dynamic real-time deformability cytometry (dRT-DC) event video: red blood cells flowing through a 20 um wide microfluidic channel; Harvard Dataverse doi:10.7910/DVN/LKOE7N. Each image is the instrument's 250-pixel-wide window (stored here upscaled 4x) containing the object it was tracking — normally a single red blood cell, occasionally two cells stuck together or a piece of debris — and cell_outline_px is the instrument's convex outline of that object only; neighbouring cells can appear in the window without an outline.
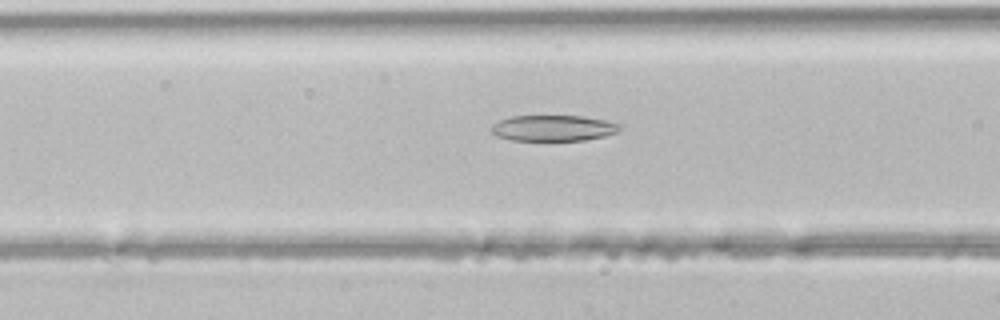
{"species": "common noctule bat (a hibernating species)", "species_latin": "Nyctalus noctula", "temperature_condition": "room temperature", "stored_images_in_passage": 40, "camera_frame_rate_fps": 3000, "um_per_image_px": 0.085, "animal": {"sex": "male", "body_mass_g": 21.5, "forearm_length_mm": 52.0}, "frame": {"image": 1, "passage_image": 12, "time_ms": 3.667, "image_size_px": [1000, 320], "cell_outline_px": [[620, 128], [616, 132], [604, 136], [584, 140], [512, 140], [500, 136], [492, 132], [492, 124], [500, 120], [512, 116], [584, 116], [604, 120], [620, 124]], "centroid_in_image_um": [47.04, 10.88], "position_along_channel_um": 119.6, "area_um2": 19.07}}
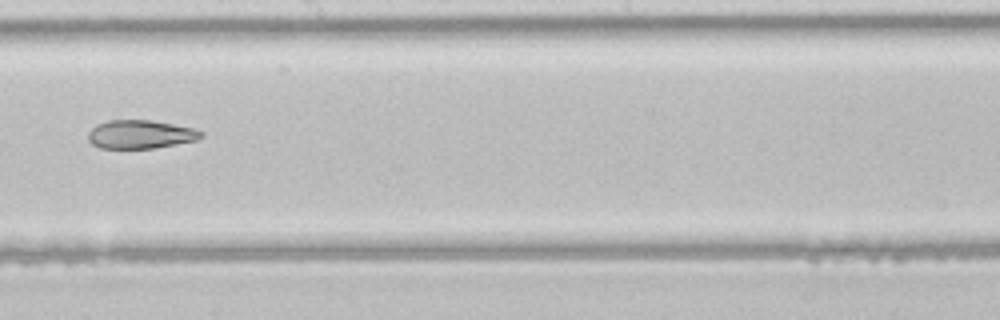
{"frame": {"image": 2, "passage_image": 20, "time_ms": 6.333, "image_size_px": [1000, 320], "cell_outline_px": [[204, 136], [196, 140], [176, 144], [152, 148], [100, 148], [92, 144], [88, 140], [88, 132], [96, 124], [108, 120], [148, 120], [172, 124], [192, 128], [204, 132]], "centroid_in_image_um": [11.91, 11.42], "position_along_channel_um": 236.3, "area_um2": 18.67}}
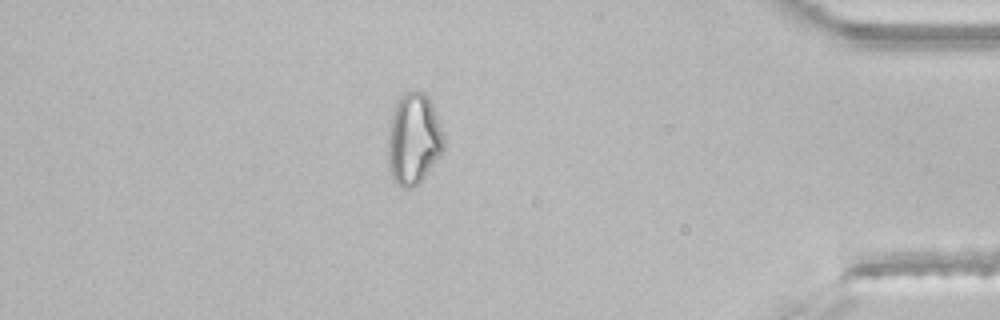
{"frame": {"image": 3, "passage_image": 34, "time_ms": 11.0, "image_size_px": [1000, 320], "cell_outline_px": [[444, 148], [440, 156], [424, 176], [412, 188], [404, 188], [396, 184], [392, 180], [388, 168], [388, 120], [400, 96], [404, 92], [424, 92], [428, 96], [432, 104], [444, 136]], "centroid_in_image_um": [35.12, 11.82], "position_along_channel_um": 400.1, "area_um2": 29.88}}